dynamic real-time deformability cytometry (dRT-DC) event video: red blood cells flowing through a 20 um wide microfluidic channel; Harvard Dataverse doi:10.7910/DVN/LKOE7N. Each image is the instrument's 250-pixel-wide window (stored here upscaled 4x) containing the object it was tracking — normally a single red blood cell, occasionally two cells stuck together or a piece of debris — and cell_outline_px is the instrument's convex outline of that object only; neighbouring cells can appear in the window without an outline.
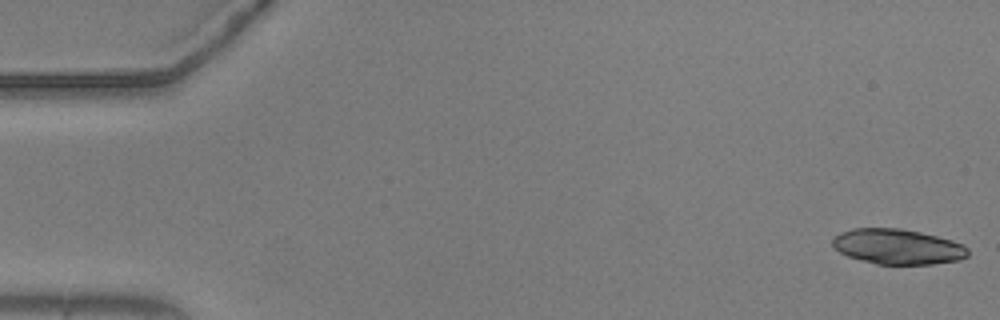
{"species": "common noctule bat (a hibernating species)", "species_latin": "Nyctalus noctula", "temperature_condition": "warm", "stored_images_in_passage": 55, "camera_frame_rate_fps": 3000, "um_per_image_px": 0.085, "animal": {"sex": "male", "body_mass_g": 20.5, "forearm_length_mm": 52.5}, "frame": {"image": 1, "passage_image": 1, "time_ms": 0.0, "image_size_px": [1000, 320], "cell_outline_px": [[968, 256], [960, 260], [932, 264], [876, 264], [860, 260], [848, 256], [840, 252], [832, 244], [832, 240], [840, 232], [852, 228], [900, 228], [920, 232], [952, 240], [964, 244], [968, 248]], "centroid_in_image_um": [76.32, 20.96], "position_along_channel_um": 8.7, "area_um2": 27.86}}
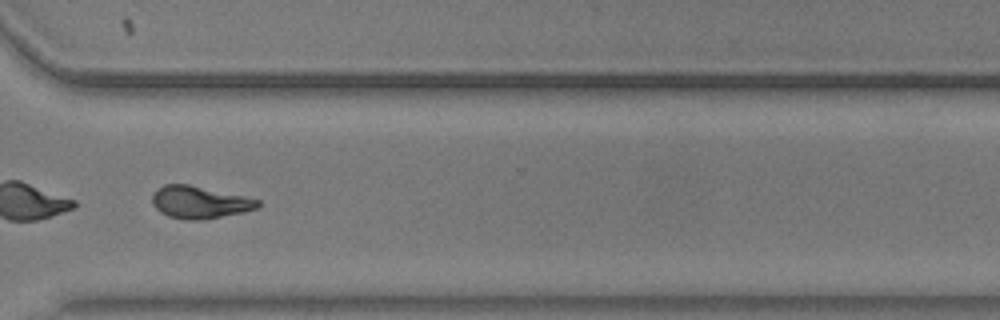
{"frame": {"image": 2, "passage_image": 41, "time_ms": 13.333, "image_size_px": [1000, 320], "cell_outline_px": [[260, 204], [256, 208], [244, 212], [200, 220], [184, 220], [168, 216], [160, 212], [152, 204], [152, 196], [164, 184], [188, 184], [244, 196], [260, 200]], "centroid_in_image_um": [16.96, 17.2], "position_along_channel_um": 353.6, "area_um2": 19.71}, "authors_computed_cell_mechanics": {"area_um2": 19.9988, "velocity_mm_per_s": 3.6866, "shape_relaxation_time_tau1_ms": 5.1112, "shape_relaxation_time_tau2_ms": 2.5539, "deformation_change_tau1": 0.1886, "deformation_change_tau2": 0.0904}}